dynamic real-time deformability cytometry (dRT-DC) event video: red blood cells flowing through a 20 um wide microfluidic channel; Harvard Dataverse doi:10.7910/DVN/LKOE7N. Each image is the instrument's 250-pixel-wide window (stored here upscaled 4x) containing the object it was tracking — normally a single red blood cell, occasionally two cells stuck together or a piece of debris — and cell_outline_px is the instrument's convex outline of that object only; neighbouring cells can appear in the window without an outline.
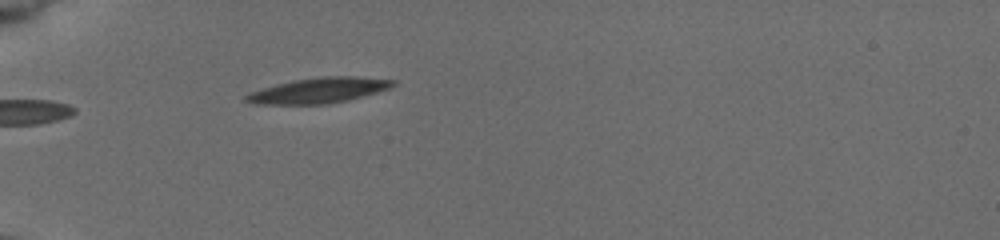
{"species": "common noctule bat (a hibernating species)", "species_latin": "Nyctalus noctula", "temperature_condition": "cold", "stored_images_in_passage": 5, "camera_frame_rate_fps": 3000, "um_per_image_px": 0.085, "animal": {"sex": "female", "body_mass_g": 19.5, "forearm_length_mm": 54.1}, "frame": {"image": 1, "passage_image": 1, "time_ms": 0.0, "image_size_px": [1000, 240], "cell_outline_px": [[396, 84], [392, 88], [348, 100], [324, 104], [256, 104], [244, 100], [244, 96], [248, 92], [276, 84], [292, 80], [324, 76], [356, 76], [396, 80]], "centroid_in_image_um": [27.1, 7.67], "position_along_channel_um": 57.9, "area_um2": 21.85}}